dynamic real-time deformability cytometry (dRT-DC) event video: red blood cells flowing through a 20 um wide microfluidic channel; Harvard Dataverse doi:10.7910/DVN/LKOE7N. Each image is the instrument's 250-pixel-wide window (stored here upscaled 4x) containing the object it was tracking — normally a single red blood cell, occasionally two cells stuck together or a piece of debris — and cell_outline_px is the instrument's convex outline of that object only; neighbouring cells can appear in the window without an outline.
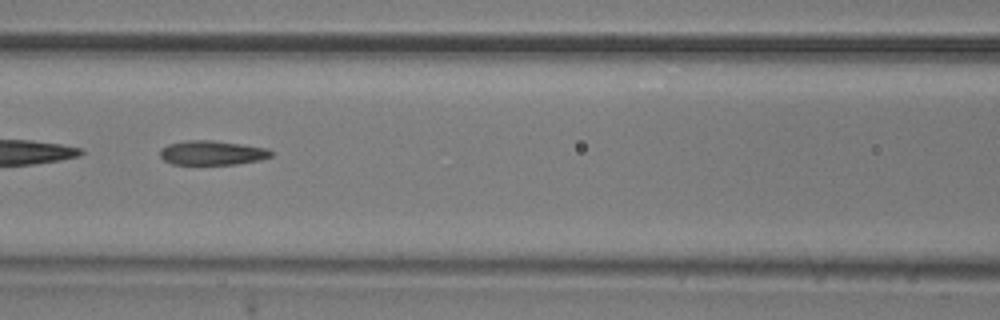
{"species": "common noctule bat (a hibernating species)", "species_latin": "Nyctalus noctula", "temperature_condition": "room temperature", "stored_images_in_passage": 33, "camera_frame_rate_fps": 3000, "um_per_image_px": 0.085, "animal": {"sex": "male", "body_mass_g": 20.5, "forearm_length_mm": 52.5}, "frame": {"image": 1, "passage_image": 10, "time_ms": 3.0, "image_size_px": [1000, 320], "cell_outline_px": [[272, 156], [260, 160], [236, 164], [172, 164], [164, 160], [160, 156], [160, 148], [168, 144], [188, 140], [212, 140], [268, 148], [272, 152]], "centroid_in_image_um": [18.02, 12.99], "position_along_channel_um": 148.6, "area_um2": 15.72}, "authors_computed_cell_mechanics": {"area_um2": 16.184, "velocity_mm_per_s": 3.8203, "shape_relaxation_time_tau1_ms": null, "shape_relaxation_time_tau2_ms": 3.3274, "deformation_change_tau1": null, "deformation_change_tau2": 0.1232}}